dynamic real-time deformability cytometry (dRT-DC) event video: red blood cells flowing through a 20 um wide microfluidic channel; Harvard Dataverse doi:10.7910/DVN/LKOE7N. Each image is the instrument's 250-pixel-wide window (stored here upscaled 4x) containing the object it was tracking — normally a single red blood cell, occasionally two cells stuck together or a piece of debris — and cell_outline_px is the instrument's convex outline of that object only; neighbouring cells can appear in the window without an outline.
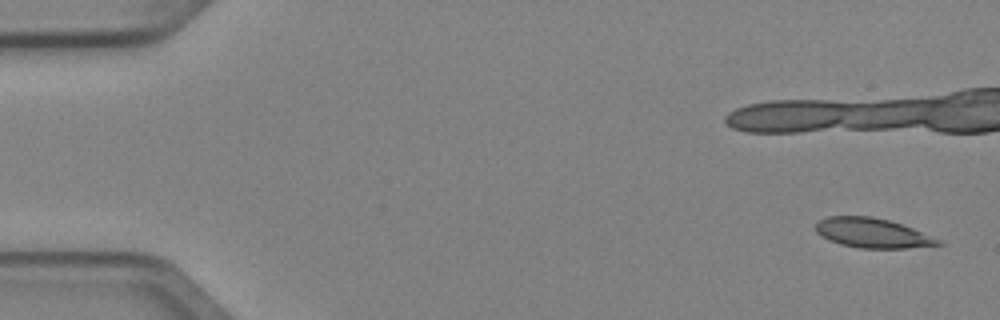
{"species": "Egyptian fruit bat (a non-hibernating species)", "species_latin": "Rousettus aegyptiacus", "temperature_condition": "cold", "stored_images_in_passage": 5, "camera_frame_rate_fps": 3000, "um_per_image_px": 0.085, "animal": {"sex": "female"}, "frame": {"image": 1, "passage_image": 1, "time_ms": 0.0, "image_size_px": [1000, 320], "cell_outline_px": [[944, 244], [908, 248], [860, 248], [840, 244], [816, 232], [816, 224], [820, 220], [828, 216], [872, 216], [888, 220], [912, 228], [944, 240]], "centroid_in_image_um": [74.22, 19.81], "position_along_channel_um": 10.8, "area_um2": 20.98}}